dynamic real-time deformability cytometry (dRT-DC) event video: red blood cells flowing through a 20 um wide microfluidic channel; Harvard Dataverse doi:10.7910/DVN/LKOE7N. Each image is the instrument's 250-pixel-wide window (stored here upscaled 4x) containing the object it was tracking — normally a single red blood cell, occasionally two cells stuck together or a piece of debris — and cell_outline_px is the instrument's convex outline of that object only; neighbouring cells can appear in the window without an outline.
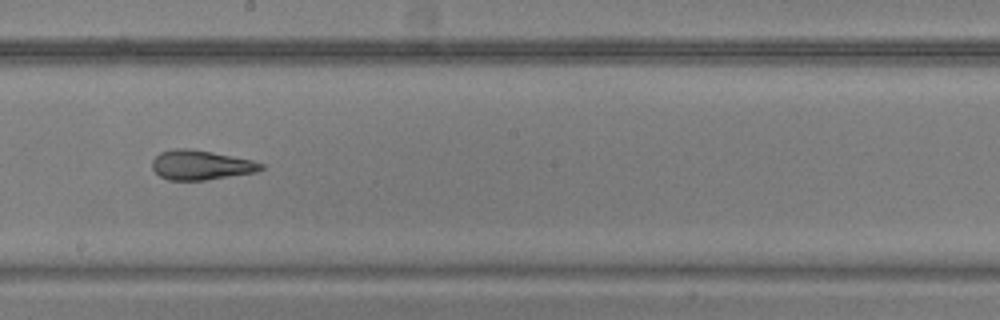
{"species": "common noctule bat (a hibernating species)", "species_latin": "Nyctalus noctula", "temperature_condition": "warm", "stored_images_in_passage": 33, "camera_frame_rate_fps": 3000, "um_per_image_px": 0.085, "animal": {"sex": "male", "body_mass_g": 20.5, "forearm_length_mm": 52.5}, "frame": {"image": 1, "passage_image": 15, "time_ms": 4.667, "image_size_px": [1000, 320], "cell_outline_px": [[264, 168], [256, 172], [204, 180], [168, 180], [160, 176], [152, 168], [152, 160], [160, 152], [172, 148], [188, 148], [212, 152], [252, 160], [264, 164]], "centroid_in_image_um": [17.06, 14.02], "position_along_channel_um": 231.1, "area_um2": 18.73}}